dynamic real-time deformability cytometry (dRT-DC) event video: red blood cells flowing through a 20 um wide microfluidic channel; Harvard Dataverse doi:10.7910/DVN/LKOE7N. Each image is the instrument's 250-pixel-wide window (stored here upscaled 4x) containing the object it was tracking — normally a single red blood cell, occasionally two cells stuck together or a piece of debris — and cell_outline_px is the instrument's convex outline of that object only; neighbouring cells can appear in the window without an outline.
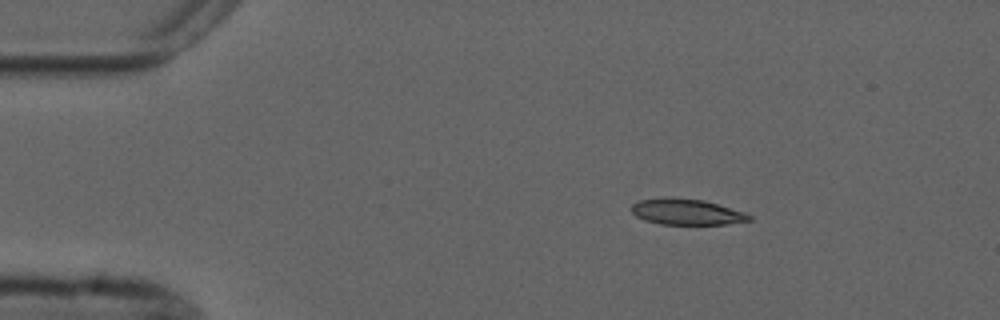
{"species": "common noctule bat (a hibernating species)", "species_latin": "Nyctalus noctula", "temperature_condition": "cold", "stored_images_in_passage": 4, "segment_of_instrument_passage": [1, 2], "camera_frame_rate_fps": 3000, "um_per_image_px": 0.085, "animal": {"sex": "male", "forearm_length_mm": 52.5}, "frame": {"image": 1, "passage_image": 1, "time_ms": 0.0, "image_size_px": [1000, 320], "cell_outline_px": [[752, 220], [728, 224], [660, 224], [644, 220], [636, 216], [632, 212], [632, 204], [640, 200], [704, 200], [744, 212], [752, 216]], "centroid_in_image_um": [58.42, 18.06], "position_along_channel_um": 26.6, "area_um2": 16.94}}